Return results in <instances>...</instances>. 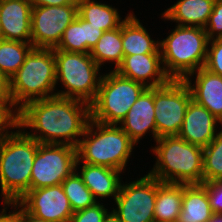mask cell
Wrapping results in <instances>:
<instances>
[{"label": "cell", "mask_w": 222, "mask_h": 222, "mask_svg": "<svg viewBox=\"0 0 222 222\" xmlns=\"http://www.w3.org/2000/svg\"><path fill=\"white\" fill-rule=\"evenodd\" d=\"M204 68L222 76V39L209 40Z\"/></svg>", "instance_id": "31"}, {"label": "cell", "mask_w": 222, "mask_h": 222, "mask_svg": "<svg viewBox=\"0 0 222 222\" xmlns=\"http://www.w3.org/2000/svg\"><path fill=\"white\" fill-rule=\"evenodd\" d=\"M122 43L124 57L160 53V41L152 40L147 30L132 13L128 14L122 22Z\"/></svg>", "instance_id": "22"}, {"label": "cell", "mask_w": 222, "mask_h": 222, "mask_svg": "<svg viewBox=\"0 0 222 222\" xmlns=\"http://www.w3.org/2000/svg\"><path fill=\"white\" fill-rule=\"evenodd\" d=\"M0 92H8V79L0 71Z\"/></svg>", "instance_id": "39"}, {"label": "cell", "mask_w": 222, "mask_h": 222, "mask_svg": "<svg viewBox=\"0 0 222 222\" xmlns=\"http://www.w3.org/2000/svg\"><path fill=\"white\" fill-rule=\"evenodd\" d=\"M90 120L88 103L60 96L30 101L19 109V127L39 132H25L39 143L77 148L81 140L78 137L84 135Z\"/></svg>", "instance_id": "1"}, {"label": "cell", "mask_w": 222, "mask_h": 222, "mask_svg": "<svg viewBox=\"0 0 222 222\" xmlns=\"http://www.w3.org/2000/svg\"><path fill=\"white\" fill-rule=\"evenodd\" d=\"M102 204L97 202L94 206L74 212L70 222H103L109 211Z\"/></svg>", "instance_id": "33"}, {"label": "cell", "mask_w": 222, "mask_h": 222, "mask_svg": "<svg viewBox=\"0 0 222 222\" xmlns=\"http://www.w3.org/2000/svg\"><path fill=\"white\" fill-rule=\"evenodd\" d=\"M32 7L38 6H62L68 4H77L78 0H29Z\"/></svg>", "instance_id": "36"}, {"label": "cell", "mask_w": 222, "mask_h": 222, "mask_svg": "<svg viewBox=\"0 0 222 222\" xmlns=\"http://www.w3.org/2000/svg\"><path fill=\"white\" fill-rule=\"evenodd\" d=\"M208 42L204 28L178 25L160 41L162 66L170 79L183 80L204 67Z\"/></svg>", "instance_id": "6"}, {"label": "cell", "mask_w": 222, "mask_h": 222, "mask_svg": "<svg viewBox=\"0 0 222 222\" xmlns=\"http://www.w3.org/2000/svg\"><path fill=\"white\" fill-rule=\"evenodd\" d=\"M196 72L195 85L192 86L190 77ZM183 80L190 89L192 99L208 109L212 115L222 122V76L202 67L187 75Z\"/></svg>", "instance_id": "18"}, {"label": "cell", "mask_w": 222, "mask_h": 222, "mask_svg": "<svg viewBox=\"0 0 222 222\" xmlns=\"http://www.w3.org/2000/svg\"><path fill=\"white\" fill-rule=\"evenodd\" d=\"M5 207L3 210L0 212V222H21V209L18 210V208L11 213L9 211V214H7L6 210L8 203L3 204ZM7 205V206H6Z\"/></svg>", "instance_id": "37"}, {"label": "cell", "mask_w": 222, "mask_h": 222, "mask_svg": "<svg viewBox=\"0 0 222 222\" xmlns=\"http://www.w3.org/2000/svg\"><path fill=\"white\" fill-rule=\"evenodd\" d=\"M78 15L101 30L109 31L121 26V20L116 8L95 0H78Z\"/></svg>", "instance_id": "24"}, {"label": "cell", "mask_w": 222, "mask_h": 222, "mask_svg": "<svg viewBox=\"0 0 222 222\" xmlns=\"http://www.w3.org/2000/svg\"><path fill=\"white\" fill-rule=\"evenodd\" d=\"M207 194L213 213H222V179L208 182Z\"/></svg>", "instance_id": "34"}, {"label": "cell", "mask_w": 222, "mask_h": 222, "mask_svg": "<svg viewBox=\"0 0 222 222\" xmlns=\"http://www.w3.org/2000/svg\"><path fill=\"white\" fill-rule=\"evenodd\" d=\"M208 222H222V213H213Z\"/></svg>", "instance_id": "41"}, {"label": "cell", "mask_w": 222, "mask_h": 222, "mask_svg": "<svg viewBox=\"0 0 222 222\" xmlns=\"http://www.w3.org/2000/svg\"><path fill=\"white\" fill-rule=\"evenodd\" d=\"M80 161L76 160V170H74L62 183L65 195L67 196L73 212L83 210L94 206L97 200L91 191L83 183L81 176L77 171V165Z\"/></svg>", "instance_id": "27"}, {"label": "cell", "mask_w": 222, "mask_h": 222, "mask_svg": "<svg viewBox=\"0 0 222 222\" xmlns=\"http://www.w3.org/2000/svg\"><path fill=\"white\" fill-rule=\"evenodd\" d=\"M83 136L85 138L83 137L77 146L79 161L106 166L121 172L125 169L135 144L121 127L115 124H102L91 119Z\"/></svg>", "instance_id": "5"}, {"label": "cell", "mask_w": 222, "mask_h": 222, "mask_svg": "<svg viewBox=\"0 0 222 222\" xmlns=\"http://www.w3.org/2000/svg\"><path fill=\"white\" fill-rule=\"evenodd\" d=\"M8 205H13V207L21 208V222H47L41 218L36 217L35 215L29 213L18 201L10 202Z\"/></svg>", "instance_id": "38"}, {"label": "cell", "mask_w": 222, "mask_h": 222, "mask_svg": "<svg viewBox=\"0 0 222 222\" xmlns=\"http://www.w3.org/2000/svg\"><path fill=\"white\" fill-rule=\"evenodd\" d=\"M208 40L222 39V0H216L204 27ZM215 34V35H214Z\"/></svg>", "instance_id": "32"}, {"label": "cell", "mask_w": 222, "mask_h": 222, "mask_svg": "<svg viewBox=\"0 0 222 222\" xmlns=\"http://www.w3.org/2000/svg\"><path fill=\"white\" fill-rule=\"evenodd\" d=\"M78 15V5L32 7L31 44L34 48L55 49Z\"/></svg>", "instance_id": "12"}, {"label": "cell", "mask_w": 222, "mask_h": 222, "mask_svg": "<svg viewBox=\"0 0 222 222\" xmlns=\"http://www.w3.org/2000/svg\"><path fill=\"white\" fill-rule=\"evenodd\" d=\"M54 56L56 84L60 80L67 89L55 92L56 96L77 99L90 105L96 98L102 78L100 67L90 53L54 50Z\"/></svg>", "instance_id": "7"}, {"label": "cell", "mask_w": 222, "mask_h": 222, "mask_svg": "<svg viewBox=\"0 0 222 222\" xmlns=\"http://www.w3.org/2000/svg\"><path fill=\"white\" fill-rule=\"evenodd\" d=\"M18 202L47 222H70L74 213L61 184L29 190Z\"/></svg>", "instance_id": "13"}, {"label": "cell", "mask_w": 222, "mask_h": 222, "mask_svg": "<svg viewBox=\"0 0 222 222\" xmlns=\"http://www.w3.org/2000/svg\"><path fill=\"white\" fill-rule=\"evenodd\" d=\"M104 31L101 28L91 25V23L84 20V34L86 40V53H90L91 49L96 45L99 38Z\"/></svg>", "instance_id": "35"}, {"label": "cell", "mask_w": 222, "mask_h": 222, "mask_svg": "<svg viewBox=\"0 0 222 222\" xmlns=\"http://www.w3.org/2000/svg\"><path fill=\"white\" fill-rule=\"evenodd\" d=\"M55 86L54 49L33 48L19 70L8 80V92L18 110L30 101L56 96L53 93Z\"/></svg>", "instance_id": "4"}, {"label": "cell", "mask_w": 222, "mask_h": 222, "mask_svg": "<svg viewBox=\"0 0 222 222\" xmlns=\"http://www.w3.org/2000/svg\"><path fill=\"white\" fill-rule=\"evenodd\" d=\"M103 222H121V221H120L119 217L112 210L111 212L107 213Z\"/></svg>", "instance_id": "40"}, {"label": "cell", "mask_w": 222, "mask_h": 222, "mask_svg": "<svg viewBox=\"0 0 222 222\" xmlns=\"http://www.w3.org/2000/svg\"><path fill=\"white\" fill-rule=\"evenodd\" d=\"M13 107L10 93L0 92V137L10 133L8 129L19 128V110Z\"/></svg>", "instance_id": "30"}, {"label": "cell", "mask_w": 222, "mask_h": 222, "mask_svg": "<svg viewBox=\"0 0 222 222\" xmlns=\"http://www.w3.org/2000/svg\"><path fill=\"white\" fill-rule=\"evenodd\" d=\"M191 99L190 89L184 80L171 79L167 84L154 88L157 139L178 135Z\"/></svg>", "instance_id": "9"}, {"label": "cell", "mask_w": 222, "mask_h": 222, "mask_svg": "<svg viewBox=\"0 0 222 222\" xmlns=\"http://www.w3.org/2000/svg\"><path fill=\"white\" fill-rule=\"evenodd\" d=\"M31 43L0 39V71L9 80L33 49Z\"/></svg>", "instance_id": "26"}, {"label": "cell", "mask_w": 222, "mask_h": 222, "mask_svg": "<svg viewBox=\"0 0 222 222\" xmlns=\"http://www.w3.org/2000/svg\"><path fill=\"white\" fill-rule=\"evenodd\" d=\"M212 214L207 183L183 184L182 208L177 222H208Z\"/></svg>", "instance_id": "21"}, {"label": "cell", "mask_w": 222, "mask_h": 222, "mask_svg": "<svg viewBox=\"0 0 222 222\" xmlns=\"http://www.w3.org/2000/svg\"><path fill=\"white\" fill-rule=\"evenodd\" d=\"M22 131L19 127L0 137V188L4 203L18 201L30 190L39 142Z\"/></svg>", "instance_id": "2"}, {"label": "cell", "mask_w": 222, "mask_h": 222, "mask_svg": "<svg viewBox=\"0 0 222 222\" xmlns=\"http://www.w3.org/2000/svg\"><path fill=\"white\" fill-rule=\"evenodd\" d=\"M216 0H178L170 6L162 17L175 21L178 26H192L204 28L213 11Z\"/></svg>", "instance_id": "20"}, {"label": "cell", "mask_w": 222, "mask_h": 222, "mask_svg": "<svg viewBox=\"0 0 222 222\" xmlns=\"http://www.w3.org/2000/svg\"><path fill=\"white\" fill-rule=\"evenodd\" d=\"M183 200V184L161 182L157 179L154 222H177Z\"/></svg>", "instance_id": "23"}, {"label": "cell", "mask_w": 222, "mask_h": 222, "mask_svg": "<svg viewBox=\"0 0 222 222\" xmlns=\"http://www.w3.org/2000/svg\"><path fill=\"white\" fill-rule=\"evenodd\" d=\"M154 109V88H146L119 123L135 145L148 130H151L154 140H157Z\"/></svg>", "instance_id": "17"}, {"label": "cell", "mask_w": 222, "mask_h": 222, "mask_svg": "<svg viewBox=\"0 0 222 222\" xmlns=\"http://www.w3.org/2000/svg\"><path fill=\"white\" fill-rule=\"evenodd\" d=\"M161 65L160 53L134 54L123 57L121 64L114 71L123 77L143 84L146 88H155L163 86L171 80Z\"/></svg>", "instance_id": "14"}, {"label": "cell", "mask_w": 222, "mask_h": 222, "mask_svg": "<svg viewBox=\"0 0 222 222\" xmlns=\"http://www.w3.org/2000/svg\"><path fill=\"white\" fill-rule=\"evenodd\" d=\"M146 87L112 70L103 74L95 100L90 104L91 119L119 125Z\"/></svg>", "instance_id": "8"}, {"label": "cell", "mask_w": 222, "mask_h": 222, "mask_svg": "<svg viewBox=\"0 0 222 222\" xmlns=\"http://www.w3.org/2000/svg\"><path fill=\"white\" fill-rule=\"evenodd\" d=\"M80 171L78 173H80L79 175L83 183L91 191L96 200L99 197L107 198L111 196L114 197V200L116 199L121 185V171L87 163H83Z\"/></svg>", "instance_id": "19"}, {"label": "cell", "mask_w": 222, "mask_h": 222, "mask_svg": "<svg viewBox=\"0 0 222 222\" xmlns=\"http://www.w3.org/2000/svg\"><path fill=\"white\" fill-rule=\"evenodd\" d=\"M91 57L99 67L104 62L114 61L115 69L121 64L124 52L122 43V24L116 29L105 31L90 51Z\"/></svg>", "instance_id": "25"}, {"label": "cell", "mask_w": 222, "mask_h": 222, "mask_svg": "<svg viewBox=\"0 0 222 222\" xmlns=\"http://www.w3.org/2000/svg\"><path fill=\"white\" fill-rule=\"evenodd\" d=\"M29 0H0L1 39L31 43Z\"/></svg>", "instance_id": "15"}, {"label": "cell", "mask_w": 222, "mask_h": 222, "mask_svg": "<svg viewBox=\"0 0 222 222\" xmlns=\"http://www.w3.org/2000/svg\"><path fill=\"white\" fill-rule=\"evenodd\" d=\"M54 50L86 53L84 19L77 15L76 19L65 29L58 46Z\"/></svg>", "instance_id": "29"}, {"label": "cell", "mask_w": 222, "mask_h": 222, "mask_svg": "<svg viewBox=\"0 0 222 222\" xmlns=\"http://www.w3.org/2000/svg\"><path fill=\"white\" fill-rule=\"evenodd\" d=\"M217 123L222 124L208 109L191 99L177 136L193 145L205 148L218 134Z\"/></svg>", "instance_id": "16"}, {"label": "cell", "mask_w": 222, "mask_h": 222, "mask_svg": "<svg viewBox=\"0 0 222 222\" xmlns=\"http://www.w3.org/2000/svg\"><path fill=\"white\" fill-rule=\"evenodd\" d=\"M222 179V130L203 148V183Z\"/></svg>", "instance_id": "28"}, {"label": "cell", "mask_w": 222, "mask_h": 222, "mask_svg": "<svg viewBox=\"0 0 222 222\" xmlns=\"http://www.w3.org/2000/svg\"><path fill=\"white\" fill-rule=\"evenodd\" d=\"M77 148L39 143L34 158L30 190L61 184L76 170Z\"/></svg>", "instance_id": "10"}, {"label": "cell", "mask_w": 222, "mask_h": 222, "mask_svg": "<svg viewBox=\"0 0 222 222\" xmlns=\"http://www.w3.org/2000/svg\"><path fill=\"white\" fill-rule=\"evenodd\" d=\"M153 153L157 162L148 174L161 182L177 184L203 183V148L178 136H165L155 141Z\"/></svg>", "instance_id": "3"}, {"label": "cell", "mask_w": 222, "mask_h": 222, "mask_svg": "<svg viewBox=\"0 0 222 222\" xmlns=\"http://www.w3.org/2000/svg\"><path fill=\"white\" fill-rule=\"evenodd\" d=\"M157 179L149 174L140 179L121 184L114 200V213L121 222H154Z\"/></svg>", "instance_id": "11"}]
</instances>
